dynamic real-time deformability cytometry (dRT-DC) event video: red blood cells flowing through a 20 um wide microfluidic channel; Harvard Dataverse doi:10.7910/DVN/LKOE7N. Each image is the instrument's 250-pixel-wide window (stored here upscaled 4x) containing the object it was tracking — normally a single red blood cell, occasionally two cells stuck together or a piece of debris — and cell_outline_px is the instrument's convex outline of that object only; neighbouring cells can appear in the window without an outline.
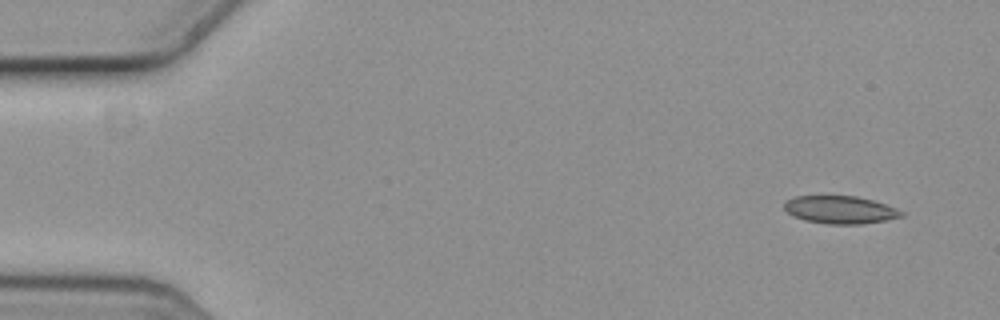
{"species": "common noctule bat (a hibernating species)", "species_latin": "Nyctalus noctula", "temperature_condition": "cold", "stored_images_in_passage": 6, "camera_frame_rate_fps": 3000, "um_per_image_px": 0.085, "animal": {"sex": "female", "body_mass_g": 19.3, "forearm_length_mm": 54.1}, "frame": {"image": 1, "passage_image": 1, "time_ms": 0.0, "image_size_px": [1000, 320], "cell_outline_px": [[904, 216], [888, 220], [860, 224], [828, 224], [804, 220], [788, 212], [784, 208], [784, 204], [788, 200], [796, 196], [856, 196], [872, 200], [896, 208], [904, 212]], "centroid_in_image_um": [71.45, 17.83], "position_along_channel_um": 13.5, "area_um2": 18.79}}
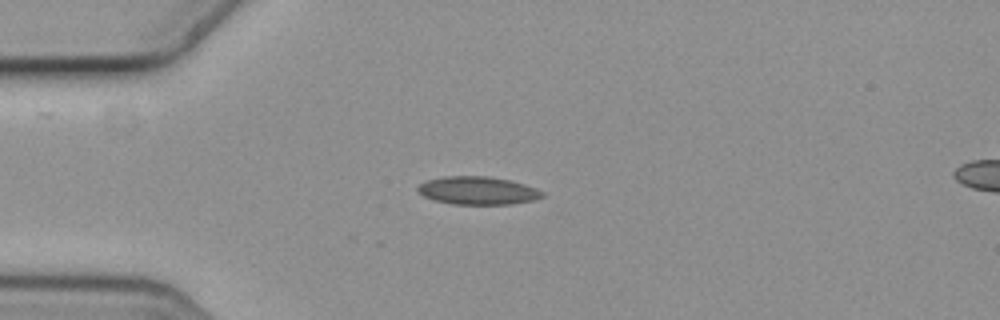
{"frame": {"image": 2, "passage_image": 4, "time_ms": 1.0, "image_size_px": [1000, 320], "cell_outline_px": [[544, 196], [536, 200], [512, 204], [452, 204], [432, 200], [424, 196], [416, 188], [420, 184], [428, 180], [444, 176], [488, 176], [512, 180], [536, 188], [544, 192]], "centroid_in_image_um": [40.64, 16.2], "position_along_channel_um": 44.4, "area_um2": 20.46}}
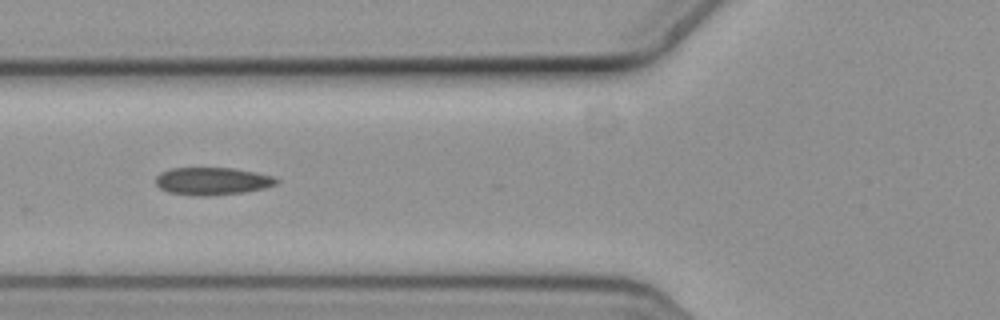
{"frame": {"image": 3, "passage_image": 6, "time_ms": 1.667, "image_size_px": [1000, 320], "cell_outline_px": [[280, 180], [276, 184], [264, 188], [244, 192], [212, 196], [196, 196], [168, 192], [160, 188], [156, 184], [156, 176], [160, 172], [172, 168], [232, 168], [256, 172], [272, 176]], "centroid_in_image_um": [18.04, 15.4], "position_along_channel_um": 107.8, "area_um2": 19.48}}